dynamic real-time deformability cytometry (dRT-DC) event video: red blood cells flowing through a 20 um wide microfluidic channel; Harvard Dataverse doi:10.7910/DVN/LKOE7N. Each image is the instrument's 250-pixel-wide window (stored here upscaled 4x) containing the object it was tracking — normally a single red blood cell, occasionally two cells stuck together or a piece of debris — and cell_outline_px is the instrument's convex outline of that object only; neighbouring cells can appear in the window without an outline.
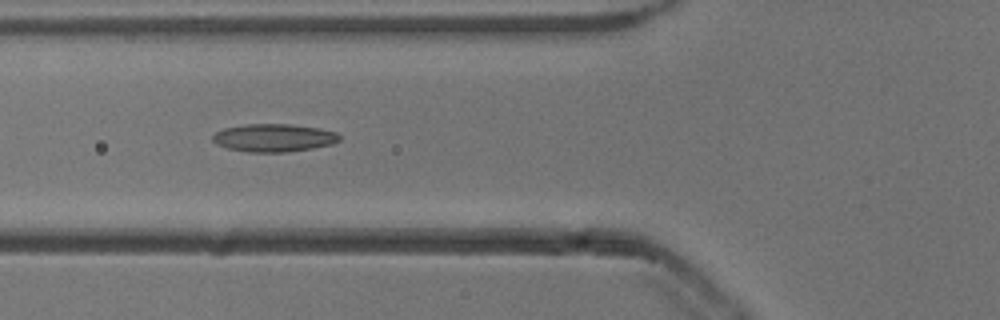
{"species": "common noctule bat (a hibernating species)", "species_latin": "Nyctalus noctula", "temperature_condition": "cold", "stored_images_in_passage": 41, "camera_frame_rate_fps": 3000, "um_per_image_px": 0.085, "animal": {"sex": "male", "body_mass_g": 13.3}, "frame": {"image": 1, "passage_image": 7, "time_ms": 2.0, "image_size_px": [1000, 320], "cell_outline_px": [[340, 140], [332, 144], [312, 148], [284, 152], [248, 152], [228, 148], [216, 144], [212, 140], [212, 136], [216, 132], [224, 128], [244, 124], [288, 124], [320, 128], [336, 132], [340, 136]], "centroid_in_image_um": [23.26, 11.71], "position_along_channel_um": 102.5, "area_um2": 20.58}}
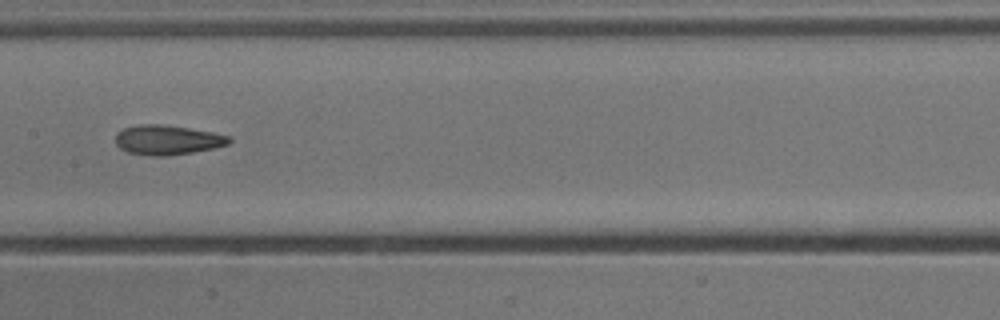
{"frame": {"image": 2, "passage_image": 14, "time_ms": 4.333, "image_size_px": [1000, 320], "cell_outline_px": [[232, 140], [228, 144], [212, 148], [192, 152], [164, 156], [148, 156], [128, 152], [120, 148], [116, 144], [116, 132], [124, 128], [140, 124], [160, 124], [188, 128], [212, 132], [228, 136]], "centroid_in_image_um": [14.19, 11.89], "position_along_channel_um": 193.2, "area_um2": 19.48}}
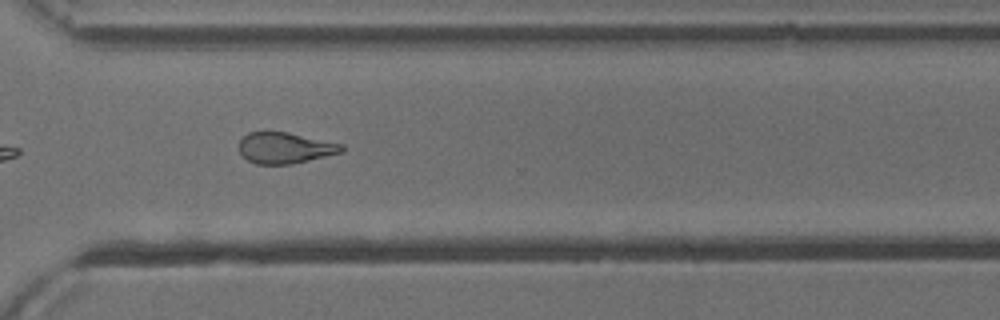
{"frame": {"image": 3, "passage_image": 26, "time_ms": 8.333, "image_size_px": [1000, 320], "cell_outline_px": [[344, 152], [292, 164], [256, 164], [248, 160], [240, 152], [240, 140], [248, 132], [288, 132], [344, 144]], "centroid_in_image_um": [24.27, 12.57], "position_along_channel_um": 346.3, "area_um2": 18.55}}